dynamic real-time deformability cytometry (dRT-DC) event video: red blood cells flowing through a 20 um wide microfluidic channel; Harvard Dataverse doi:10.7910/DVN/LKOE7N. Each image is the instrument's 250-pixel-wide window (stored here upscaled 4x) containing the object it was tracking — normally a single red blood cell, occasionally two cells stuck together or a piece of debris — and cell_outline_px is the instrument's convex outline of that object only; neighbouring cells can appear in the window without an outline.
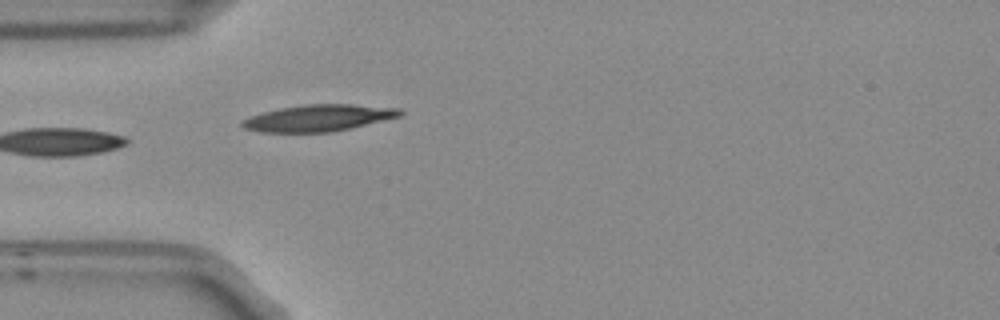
{"species": "Egyptian fruit bat (a non-hibernating species)", "species_latin": "Rousettus aegyptiacus", "temperature_condition": "room temperature", "stored_images_in_passage": 1, "camera_frame_rate_fps": 3000, "um_per_image_px": 0.085, "frame": {"image": 1, "passage_image": 1, "time_ms": 0.0, "image_size_px": [1000, 320], "cell_outline_px": [[404, 112], [400, 116], [352, 128], [332, 132], [260, 132], [244, 128], [240, 124], [240, 120], [264, 112], [280, 108], [304, 104], [352, 104], [400, 108]], "centroid_in_image_um": [27.08, 10.03], "position_along_channel_um": 57.9, "area_um2": 24.51}}